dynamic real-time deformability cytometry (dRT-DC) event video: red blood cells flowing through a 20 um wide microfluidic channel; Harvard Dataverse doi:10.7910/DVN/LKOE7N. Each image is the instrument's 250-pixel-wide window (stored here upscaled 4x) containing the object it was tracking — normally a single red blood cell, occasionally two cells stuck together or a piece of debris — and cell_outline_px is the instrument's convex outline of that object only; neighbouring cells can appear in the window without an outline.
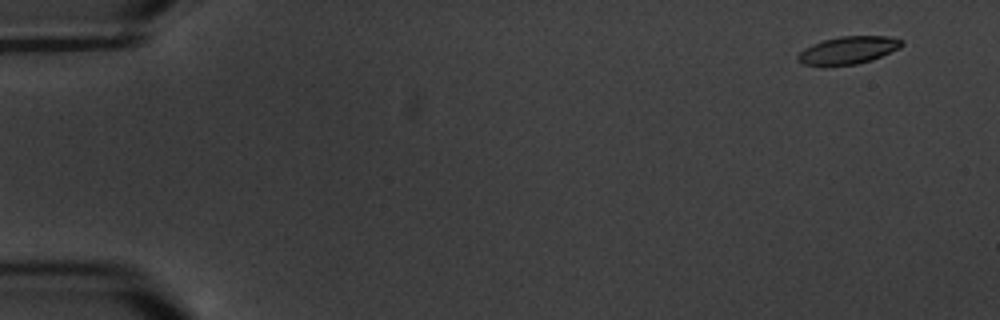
{"species": "common noctule bat (a hibernating species)", "species_latin": "Nyctalus noctula", "temperature_condition": "warm", "stored_images_in_passage": 7, "camera_frame_rate_fps": 3000, "um_per_image_px": 0.085, "animal": {"sex": "male", "body_mass_g": 20.1, "forearm_length_mm": 53.5}, "frame": {"image": 1, "passage_image": 1, "time_ms": 0.0, "image_size_px": [1000, 320], "cell_outline_px": [[904, 44], [900, 48], [872, 60], [856, 64], [820, 68], [800, 64], [796, 60], [796, 56], [804, 48], [812, 44], [824, 40], [840, 36], [888, 36], [904, 40]], "centroid_in_image_um": [72.03, 4.31], "position_along_channel_um": 13.0, "area_um2": 17.34}}
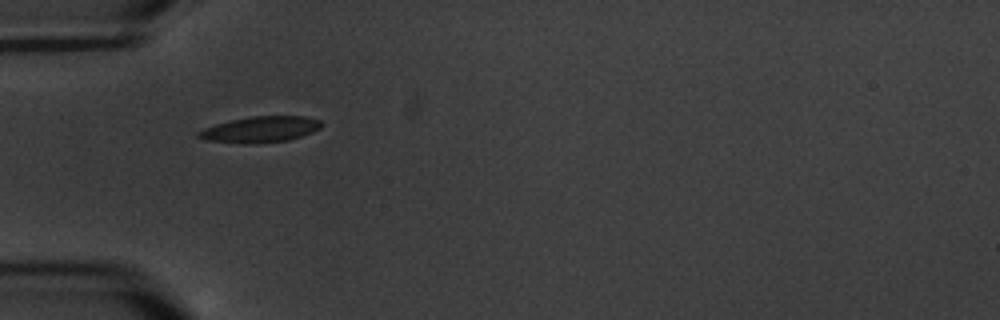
{"frame": {"image": 2, "passage_image": 5, "time_ms": 5.333, "image_size_px": [1000, 320], "cell_outline_px": [[324, 124], [320, 128], [312, 132], [288, 140], [252, 144], [244, 144], [204, 140], [196, 136], [196, 132], [204, 128], [216, 124], [232, 120], [252, 116], [304, 116], [320, 120]], "centroid_in_image_um": [22.11, 11.0], "position_along_channel_um": 62.9, "area_um2": 18.67}}
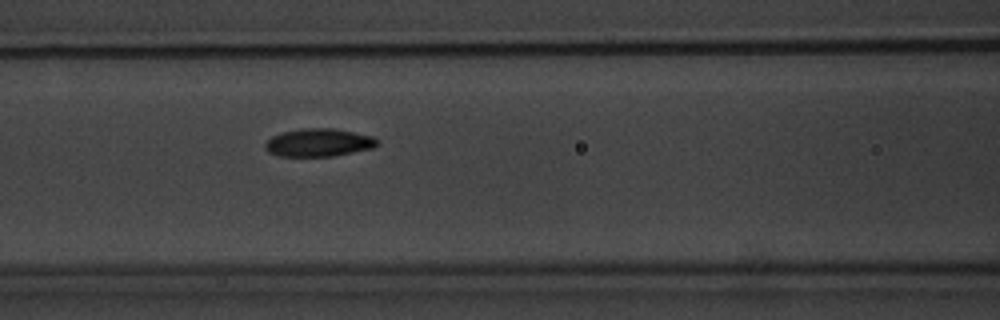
{"frame": {"image": 3, "passage_image": 7, "time_ms": 7.667, "image_size_px": [1000, 320], "cell_outline_px": [[380, 140], [372, 148], [332, 156], [280, 156], [268, 152], [264, 148], [264, 144], [272, 136], [284, 132], [304, 128], [336, 128], [372, 136]], "centroid_in_image_um": [27.08, 12.11], "position_along_channel_um": 139.5, "area_um2": 18.15}}